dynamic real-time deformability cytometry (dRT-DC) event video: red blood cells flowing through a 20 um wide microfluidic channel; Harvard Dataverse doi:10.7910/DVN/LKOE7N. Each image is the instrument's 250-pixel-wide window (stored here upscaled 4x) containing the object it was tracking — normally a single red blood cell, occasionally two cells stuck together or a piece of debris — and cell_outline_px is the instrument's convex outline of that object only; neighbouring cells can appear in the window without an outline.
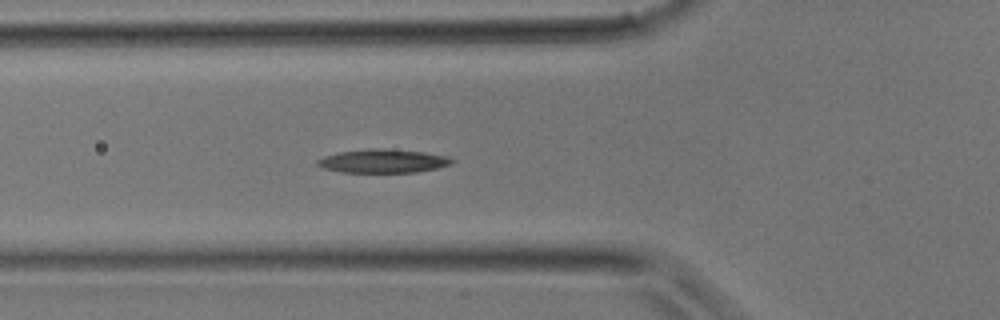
{"species": "common noctule bat (a hibernating species)", "species_latin": "Nyctalus noctula", "temperature_condition": "room temperature", "stored_images_in_passage": 29, "camera_frame_rate_fps": 3000, "um_per_image_px": 0.085, "animal": {"sex": "male", "body_mass_g": 17.9}, "frame": {"image": 1, "passage_image": 5, "time_ms": 1.333, "image_size_px": [1000, 320], "cell_outline_px": [[456, 160], [452, 164], [436, 168], [416, 172], [340, 172], [324, 168], [316, 164], [316, 160], [324, 156], [340, 152], [368, 148], [384, 148], [424, 152], [448, 156]], "centroid_in_image_um": [32.57, 13.68], "position_along_channel_um": 93.2, "area_um2": 18.55}}
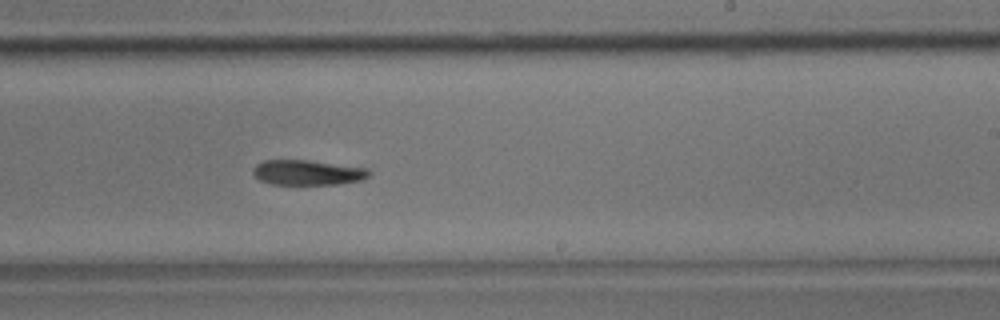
{"frame": {"image": 2, "passage_image": 14, "time_ms": 4.333, "image_size_px": [1000, 320], "cell_outline_px": [[372, 172], [364, 180], [336, 184], [272, 184], [260, 180], [252, 172], [252, 168], [256, 164], [264, 160], [308, 160], [368, 168]], "centroid_in_image_um": [26.16, 14.66], "position_along_channel_um": 262.8, "area_um2": 16.99}}
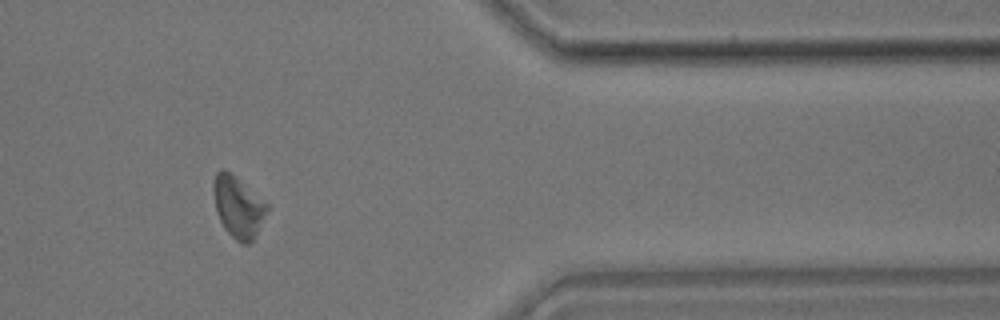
{"frame": {"image": 3, "passage_image": 22, "time_ms": 7.0, "image_size_px": [1000, 320], "cell_outline_px": [[268, 208], [252, 240], [248, 244], [244, 244], [236, 240], [224, 228], [216, 212], [212, 188], [212, 184], [216, 172], [220, 168], [224, 168], [232, 172], [268, 204]], "centroid_in_image_um": [20.19, 17.51], "position_along_channel_um": 391.2, "area_um2": 19.07}}